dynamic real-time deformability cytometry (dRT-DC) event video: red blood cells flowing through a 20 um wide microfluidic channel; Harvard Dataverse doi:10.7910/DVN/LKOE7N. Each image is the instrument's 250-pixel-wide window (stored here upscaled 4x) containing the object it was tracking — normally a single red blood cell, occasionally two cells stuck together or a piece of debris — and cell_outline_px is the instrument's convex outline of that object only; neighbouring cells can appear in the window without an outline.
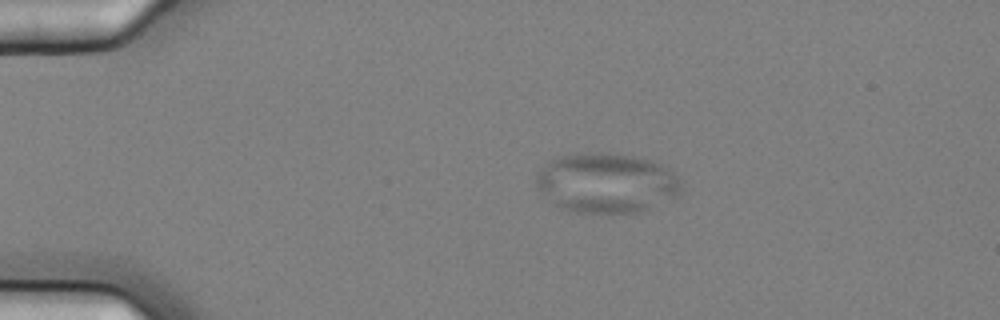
{"species": "common noctule bat (a hibernating species)", "species_latin": "Nyctalus noctula", "temperature_condition": "cold", "stored_images_in_passage": 4, "camera_frame_rate_fps": 3000, "um_per_image_px": 0.085, "animal": {"sex": "female", "body_mass_g": 25.1}, "frame": {"image": 1, "passage_image": 1, "time_ms": 0.0, "image_size_px": [1000, 320], "cell_outline_px": [[680, 188], [676, 196], [640, 212], [576, 212], [564, 208], [556, 204], [536, 184], [536, 176], [540, 168], [556, 156], [576, 152], [608, 152], [632, 156], [648, 160], [660, 164], [668, 168], [680, 180]], "centroid_in_image_um": [51.54, 15.51], "position_along_channel_um": 33.5, "area_um2": 50.0}}